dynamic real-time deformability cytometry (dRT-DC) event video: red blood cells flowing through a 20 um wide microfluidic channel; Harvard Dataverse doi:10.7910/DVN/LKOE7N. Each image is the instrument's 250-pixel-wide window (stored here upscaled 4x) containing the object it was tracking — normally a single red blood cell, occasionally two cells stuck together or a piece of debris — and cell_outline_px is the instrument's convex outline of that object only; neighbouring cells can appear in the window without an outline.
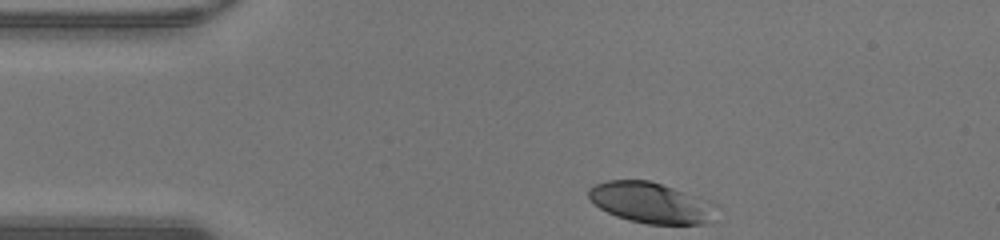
{"species": "human", "species_latin": "Homo sapiens", "temperature_condition": "warm", "stored_images_in_passage": 30, "camera_frame_rate_fps": 3000, "um_per_image_px": 0.085, "donor": {"sex": "male"}, "frame": {"image": 1, "passage_image": 1, "time_ms": 0.0, "image_size_px": [1000, 240], "cell_outline_px": [[720, 204], [704, 224], [648, 224], [628, 220], [616, 216], [600, 208], [588, 196], [588, 188], [596, 184], [608, 180], [648, 180], [712, 200]], "centroid_in_image_um": [55.35, 17.22], "position_along_channel_um": 29.6, "area_um2": 30.29}}
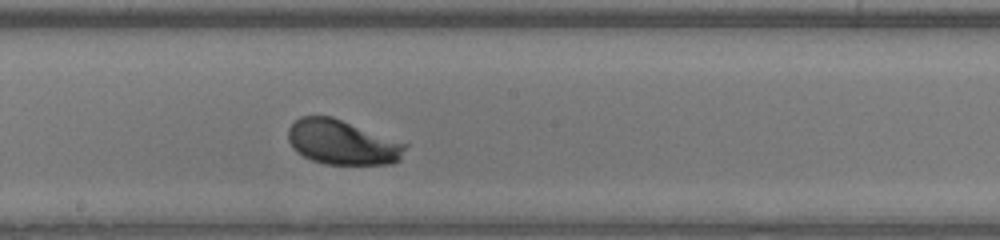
{"frame": {"image": 2, "passage_image": 18, "time_ms": 5.667, "image_size_px": [1000, 240], "cell_outline_px": [[408, 144], [400, 160], [392, 164], [324, 164], [312, 160], [296, 152], [292, 148], [288, 140], [288, 128], [300, 116], [332, 116]], "centroid_in_image_um": [29.08, 12.1], "position_along_channel_um": 219.1, "area_um2": 30.52}}
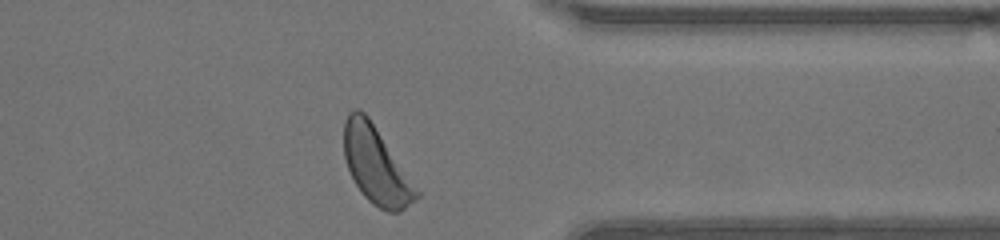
{"frame": {"image": 3, "passage_image": 30, "time_ms": 9.667, "image_size_px": [1000, 240], "cell_outline_px": [[420, 196], [400, 212], [388, 212], [372, 204], [360, 192], [348, 168], [344, 156], [344, 120], [348, 112], [352, 108], [360, 108], [368, 116], [420, 192]], "centroid_in_image_um": [31.95, 14.04], "position_along_channel_um": 379.5, "area_um2": 32.25}, "authors_computed_cell_mechanics": {"area_um2": 30.2872, "velocity_mm_per_s": 4.2843, "shape_relaxation_time_tau1_ms": 1.3205, "shape_relaxation_time_tau2_ms": null, "deformation_change_tau1": 0.1428, "deformation_change_tau2": null}}